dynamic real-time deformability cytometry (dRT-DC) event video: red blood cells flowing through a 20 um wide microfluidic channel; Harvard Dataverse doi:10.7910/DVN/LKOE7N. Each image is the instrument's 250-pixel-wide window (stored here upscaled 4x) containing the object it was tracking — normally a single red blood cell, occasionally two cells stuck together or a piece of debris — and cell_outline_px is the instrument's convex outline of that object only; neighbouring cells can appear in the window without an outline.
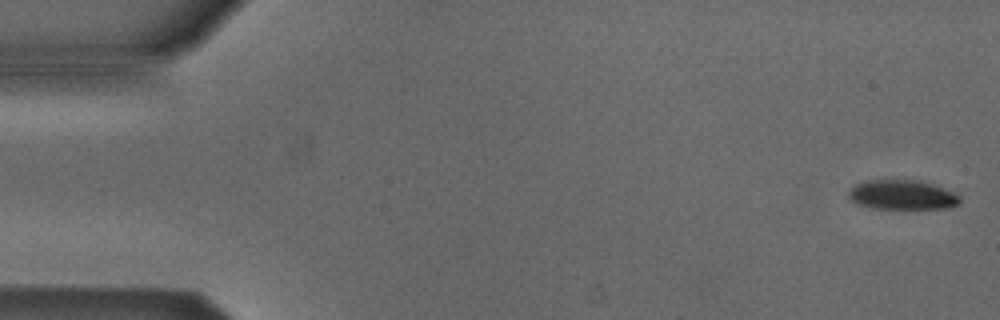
{"species": "Egyptian fruit bat (a non-hibernating species)", "species_latin": "Rousettus aegyptiacus", "temperature_condition": "cold", "stored_images_in_passage": 5, "camera_frame_rate_fps": 3000, "um_per_image_px": 0.085, "animal": {"sex": "male"}, "frame": {"image": 1, "passage_image": 1, "time_ms": 0.0, "image_size_px": [1000, 320], "cell_outline_px": [[960, 204], [944, 208], [872, 208], [856, 204], [848, 200], [848, 192], [856, 184], [868, 180], [920, 180], [956, 192], [960, 196]], "centroid_in_image_um": [76.68, 16.56], "position_along_channel_um": 8.3, "area_um2": 19.25}}
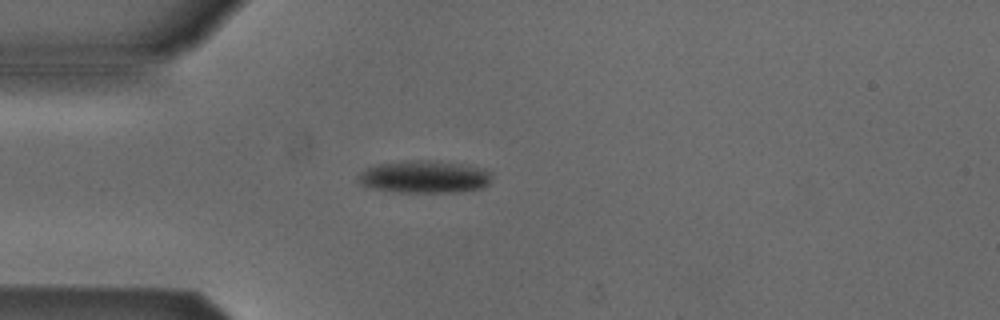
{"frame": {"image": 2, "passage_image": 4, "time_ms": 4.333, "image_size_px": [1000, 320], "cell_outline_px": [[492, 180], [484, 188], [460, 192], [396, 192], [372, 188], [360, 184], [356, 180], [356, 176], [364, 168], [376, 164], [404, 160], [428, 160], [460, 164], [484, 168], [492, 172]], "centroid_in_image_um": [36.06, 15.03], "position_along_channel_um": 48.9, "area_um2": 25.78}}